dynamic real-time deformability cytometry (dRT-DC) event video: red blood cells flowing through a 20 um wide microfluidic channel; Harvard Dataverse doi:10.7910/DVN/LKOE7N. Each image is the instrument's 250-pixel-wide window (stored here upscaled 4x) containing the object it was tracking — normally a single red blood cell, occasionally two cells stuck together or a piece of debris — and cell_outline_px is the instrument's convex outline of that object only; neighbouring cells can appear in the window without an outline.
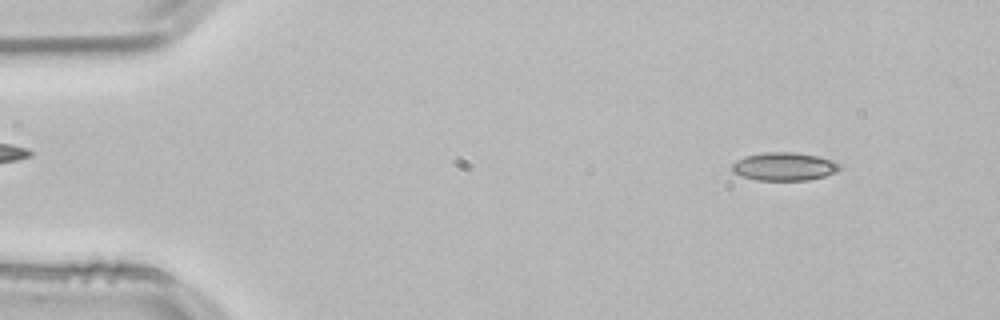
{"species": "common noctule bat (a hibernating species)", "species_latin": "Nyctalus noctula", "temperature_condition": "room temperature", "stored_images_in_passage": 52, "camera_frame_rate_fps": 3000, "um_per_image_px": 0.085, "animal": {"sex": "male", "body_mass_g": 21.5, "forearm_length_mm": 52.0}, "frame": {"image": 1, "passage_image": 5, "time_ms": 1.333, "image_size_px": [1000, 320], "cell_outline_px": [[840, 168], [836, 172], [824, 176], [808, 180], [756, 180], [732, 172], [732, 164], [736, 160], [744, 156], [764, 152], [792, 152], [816, 156], [832, 160], [840, 164]], "centroid_in_image_um": [66.63, 14.15], "position_along_channel_um": 18.4, "area_um2": 17.57}}
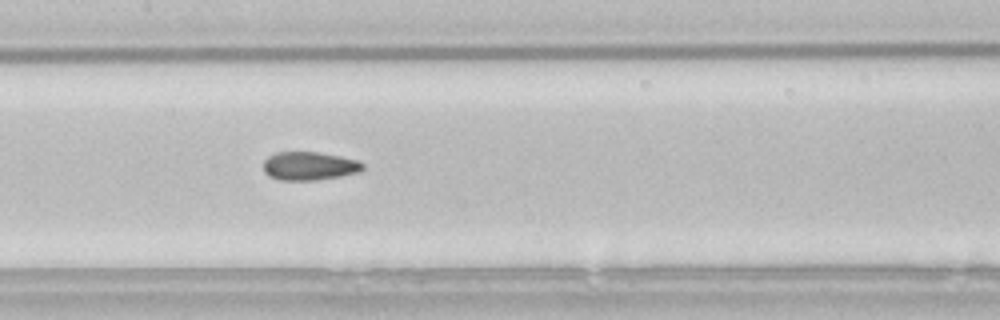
{"frame": {"image": 2, "passage_image": 25, "time_ms": 8.0, "image_size_px": [1000, 320], "cell_outline_px": [[364, 168], [360, 172], [340, 176], [316, 180], [280, 180], [268, 176], [264, 172], [264, 160], [268, 156], [276, 152], [316, 152], [340, 156], [360, 160], [364, 164]], "centroid_in_image_um": [26.3, 14.11], "position_along_channel_um": 181.1, "area_um2": 16.59}}
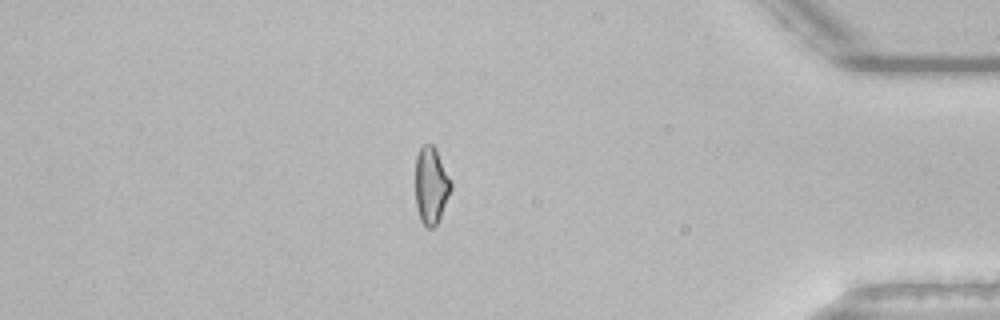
{"frame": {"image": 3, "passage_image": 45, "time_ms": 14.667, "image_size_px": [1000, 320], "cell_outline_px": [[452, 188], [440, 216], [436, 224], [432, 228], [428, 228], [420, 220], [416, 208], [416, 156], [420, 148], [424, 144], [432, 144], [436, 148], [452, 184]], "centroid_in_image_um": [36.63, 15.75], "position_along_channel_um": 398.6, "area_um2": 15.78}, "authors_computed_cell_mechanics": {"area_um2": 16.6175, "velocity_mm_per_s": 3.8313, "shape_relaxation_time_tau1_ms": 7.4818, "shape_relaxation_time_tau2_ms": 1.6386, "deformation_change_tau1": 0.1634, "deformation_change_tau2": 0.0822}}